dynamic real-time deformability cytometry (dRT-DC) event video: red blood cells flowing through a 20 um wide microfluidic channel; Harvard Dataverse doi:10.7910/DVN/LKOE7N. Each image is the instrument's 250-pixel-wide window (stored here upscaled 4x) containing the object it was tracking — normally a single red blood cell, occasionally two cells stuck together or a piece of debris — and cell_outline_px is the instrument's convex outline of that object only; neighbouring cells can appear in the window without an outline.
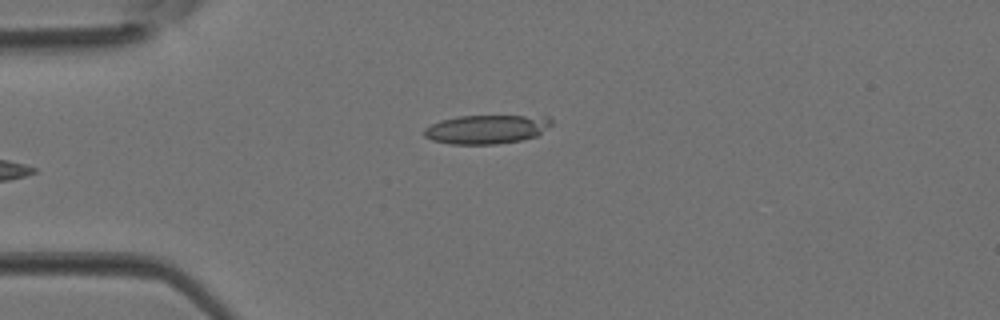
{"species": "Egyptian fruit bat (a non-hibernating species)", "species_latin": "Rousettus aegyptiacus", "temperature_condition": "room temperature", "stored_images_in_passage": 5, "camera_frame_rate_fps": 3000, "um_per_image_px": 0.085, "animal": {"sex": "female"}, "frame": {"image": 1, "passage_image": 3, "time_ms": 0.667, "image_size_px": [1000, 320], "cell_outline_px": [[552, 124], [536, 136], [524, 140], [496, 144], [448, 144], [432, 140], [424, 136], [424, 128], [440, 120], [460, 116], [548, 116], [552, 120]], "centroid_in_image_um": [41.36, 10.99], "position_along_channel_um": 43.6, "area_um2": 21.5}}